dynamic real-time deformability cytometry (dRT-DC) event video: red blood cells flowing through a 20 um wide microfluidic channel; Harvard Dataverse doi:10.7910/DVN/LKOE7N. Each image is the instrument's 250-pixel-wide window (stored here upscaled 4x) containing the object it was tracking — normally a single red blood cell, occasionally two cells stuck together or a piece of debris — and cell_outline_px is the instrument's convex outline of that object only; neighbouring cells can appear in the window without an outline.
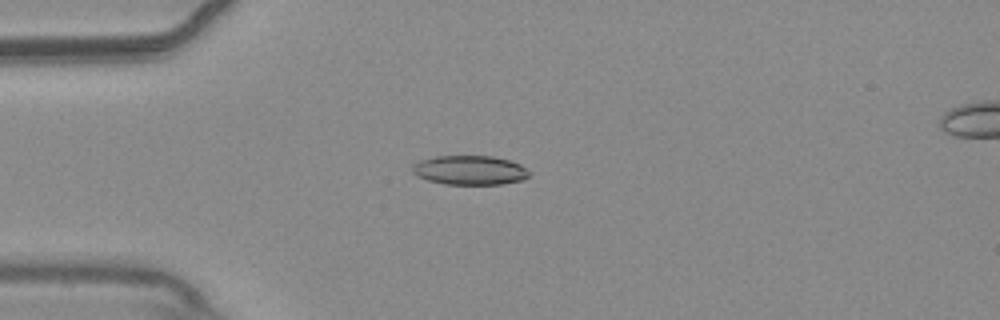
{"species": "common noctule bat (a hibernating species)", "species_latin": "Nyctalus noctula", "temperature_condition": "warm", "stored_images_in_passage": 41, "camera_frame_rate_fps": 3000, "um_per_image_px": 0.085, "animal": {"sex": "male", "body_mass_g": 20.4}, "frame": {"image": 1, "passage_image": 1, "time_ms": 0.0, "image_size_px": [1000, 320], "cell_outline_px": [[532, 172], [524, 180], [504, 184], [444, 184], [428, 180], [416, 176], [412, 172], [412, 164], [420, 160], [436, 156], [492, 156], [508, 160], [520, 164]], "centroid_in_image_um": [39.94, 14.47], "position_along_channel_um": 45.1, "area_um2": 20.11}}
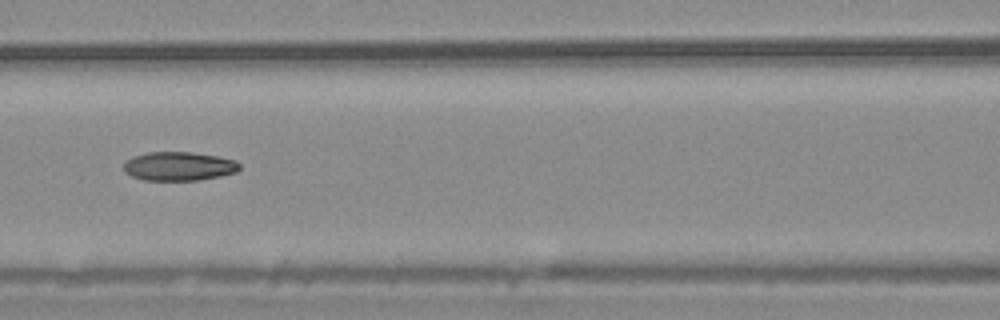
{"frame": {"image": 2, "passage_image": 11, "time_ms": 3.333, "image_size_px": [1000, 320], "cell_outline_px": [[240, 168], [236, 172], [220, 176], [200, 180], [144, 180], [132, 176], [124, 172], [124, 160], [132, 156], [148, 152], [188, 152], [216, 156], [236, 160], [240, 164]], "centroid_in_image_um": [15.18, 14.13], "position_along_channel_um": 151.4, "area_um2": 19.54}}
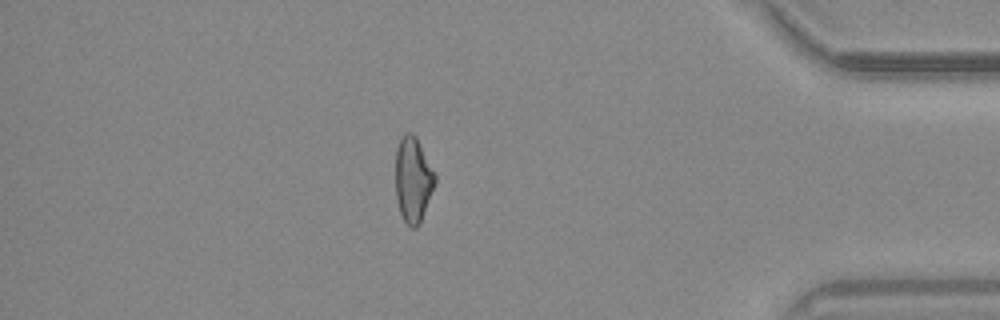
{"frame": {"image": 3, "passage_image": 34, "time_ms": 11.0, "image_size_px": [1000, 320], "cell_outline_px": [[436, 180], [420, 220], [416, 228], [412, 228], [404, 220], [400, 212], [396, 200], [396, 148], [404, 132], [412, 132], [416, 136], [436, 176]], "centroid_in_image_um": [35.08, 15.22], "position_along_channel_um": 400.1, "area_um2": 19.19}, "authors_computed_cell_mechanics": {"area_um2": 19.8254, "velocity_mm_per_s": 3.7308, "shape_relaxation_time_tau1_ms": null, "shape_relaxation_time_tau2_ms": 3.6485, "deformation_change_tau1": null, "deformation_change_tau2": 0.0938}}